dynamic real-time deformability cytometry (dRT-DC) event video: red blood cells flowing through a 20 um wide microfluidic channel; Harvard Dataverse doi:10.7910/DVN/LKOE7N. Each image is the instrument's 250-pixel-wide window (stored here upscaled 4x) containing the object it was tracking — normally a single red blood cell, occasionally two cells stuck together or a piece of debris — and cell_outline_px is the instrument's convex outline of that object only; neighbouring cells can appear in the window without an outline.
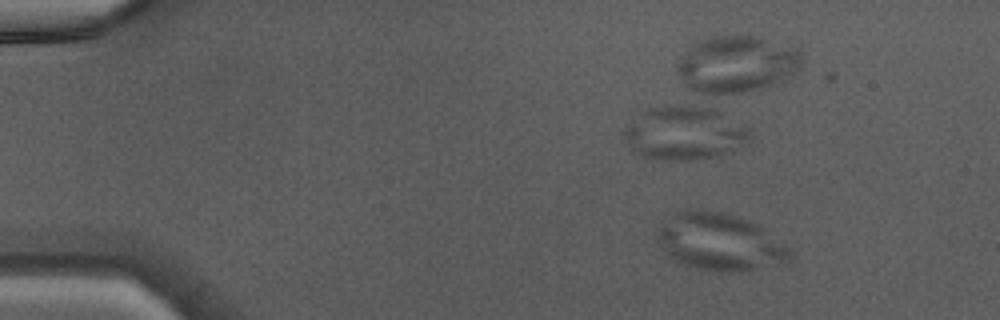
{"species": "Egyptian fruit bat (a non-hibernating species)", "species_latin": "Rousettus aegyptiacus", "temperature_condition": "warm", "stored_images_in_passage": 42, "camera_frame_rate_fps": 3000, "um_per_image_px": 0.085, "animal": {"sex": "male"}, "frame": {"image": 1, "passage_image": 6, "time_ms": 1.667, "image_size_px": [1000, 320], "cell_outline_px": [[792, 260], [788, 264], [740, 272], [736, 272], [704, 268], [688, 264], [676, 260], [660, 244], [656, 228], [680, 212], [724, 212], [756, 224], [784, 244], [792, 252]], "centroid_in_image_um": [61.3, 20.61], "position_along_channel_um": 23.7, "area_um2": 42.6}}